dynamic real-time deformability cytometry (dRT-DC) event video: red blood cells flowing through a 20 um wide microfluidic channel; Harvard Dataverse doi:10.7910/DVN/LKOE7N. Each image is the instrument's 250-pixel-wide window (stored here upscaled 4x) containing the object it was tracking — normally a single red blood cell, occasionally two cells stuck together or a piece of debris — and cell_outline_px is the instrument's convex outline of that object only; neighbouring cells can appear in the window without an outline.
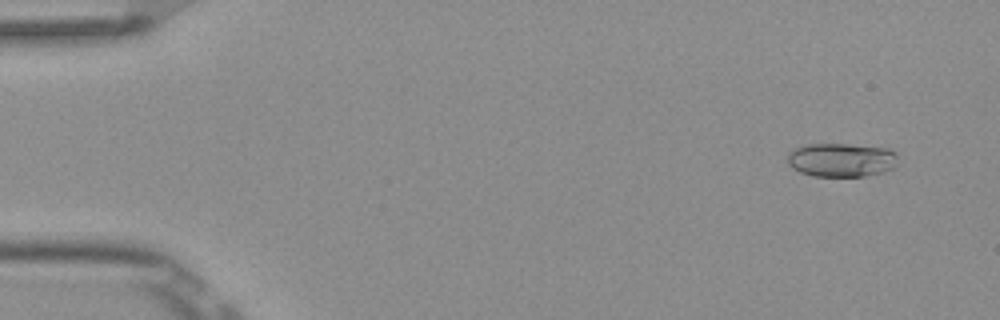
{"species": "Egyptian fruit bat (a non-hibernating species)", "species_latin": "Rousettus aegyptiacus", "temperature_condition": "room temperature", "stored_images_in_passage": 8, "camera_frame_rate_fps": 3000, "um_per_image_px": 0.085, "frame": {"image": 1, "passage_image": 2, "time_ms": 0.333, "image_size_px": [1000, 320], "cell_outline_px": [[896, 164], [892, 168], [884, 172], [864, 176], [812, 176], [800, 172], [792, 168], [788, 164], [788, 152], [804, 144], [848, 144], [888, 148], [896, 152]], "centroid_in_image_um": [71.5, 13.59], "position_along_channel_um": 13.5, "area_um2": 21.85}}
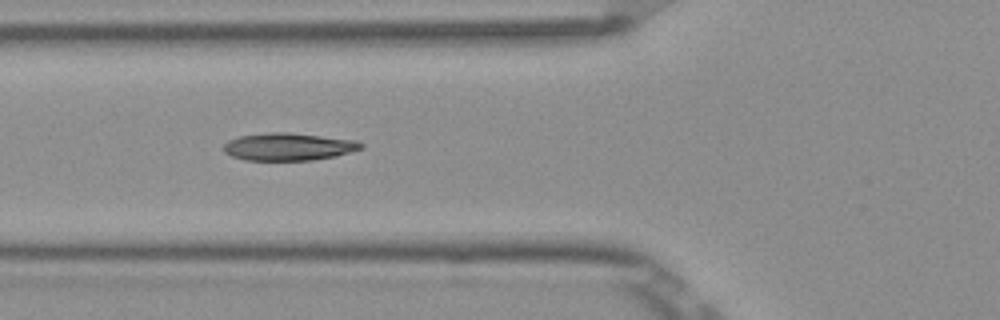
{"frame": {"image": 2, "passage_image": 6, "time_ms": 1.667, "image_size_px": [1000, 320], "cell_outline_px": [[364, 148], [336, 156], [312, 160], [244, 160], [232, 156], [224, 152], [224, 144], [228, 140], [240, 136], [268, 132], [288, 132], [356, 140], [364, 144]], "centroid_in_image_um": [24.53, 12.47], "position_along_channel_um": 101.3, "area_um2": 22.08}}
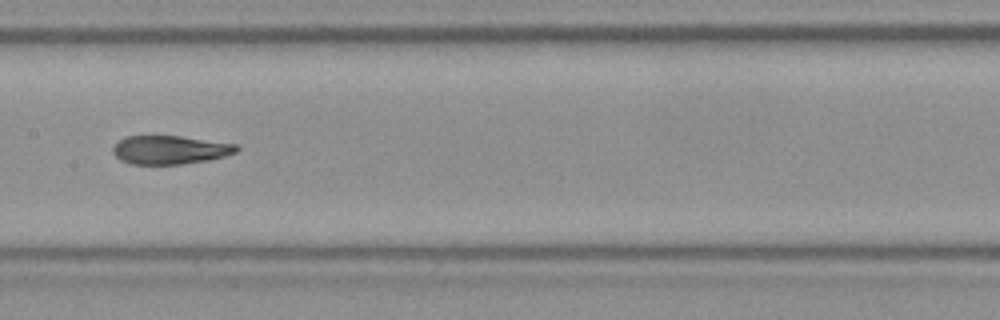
{"frame": {"image": 3, "passage_image": 8, "time_ms": 2.333, "image_size_px": [1000, 320], "cell_outline_px": [[240, 148], [236, 152], [224, 156], [208, 160], [180, 164], [132, 164], [120, 160], [112, 152], [112, 148], [124, 136], [180, 136], [236, 144]], "centroid_in_image_um": [14.43, 12.73], "position_along_channel_um": 193.0, "area_um2": 20.46}}